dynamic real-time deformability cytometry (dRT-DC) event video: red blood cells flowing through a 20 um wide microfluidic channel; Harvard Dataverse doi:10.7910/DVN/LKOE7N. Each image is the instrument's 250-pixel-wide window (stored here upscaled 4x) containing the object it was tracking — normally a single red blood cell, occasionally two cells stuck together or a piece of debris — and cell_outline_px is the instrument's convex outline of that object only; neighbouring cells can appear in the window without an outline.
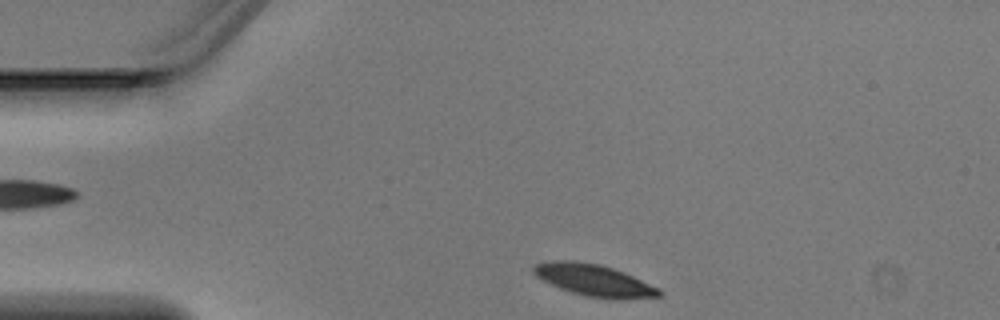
{"species": "Egyptian fruit bat (a non-hibernating species)", "species_latin": "Rousettus aegyptiacus", "temperature_condition": "warm", "stored_images_in_passage": 5, "segment_of_instrument_passage": [2, 2], "camera_frame_rate_fps": 3000, "um_per_image_px": 0.085, "animal": {"sex": "male"}, "frame": {"image": 1, "passage_image": 5, "time_ms": 1.333, "image_size_px": [1000, 320], "cell_outline_px": [[664, 292], [660, 296], [620, 300], [584, 296], [560, 288], [536, 276], [532, 272], [532, 268], [536, 264], [556, 260], [572, 260], [600, 264], [624, 272], [660, 288]], "centroid_in_image_um": [50.54, 23.83], "position_along_channel_um": 34.5, "area_um2": 23.29}}